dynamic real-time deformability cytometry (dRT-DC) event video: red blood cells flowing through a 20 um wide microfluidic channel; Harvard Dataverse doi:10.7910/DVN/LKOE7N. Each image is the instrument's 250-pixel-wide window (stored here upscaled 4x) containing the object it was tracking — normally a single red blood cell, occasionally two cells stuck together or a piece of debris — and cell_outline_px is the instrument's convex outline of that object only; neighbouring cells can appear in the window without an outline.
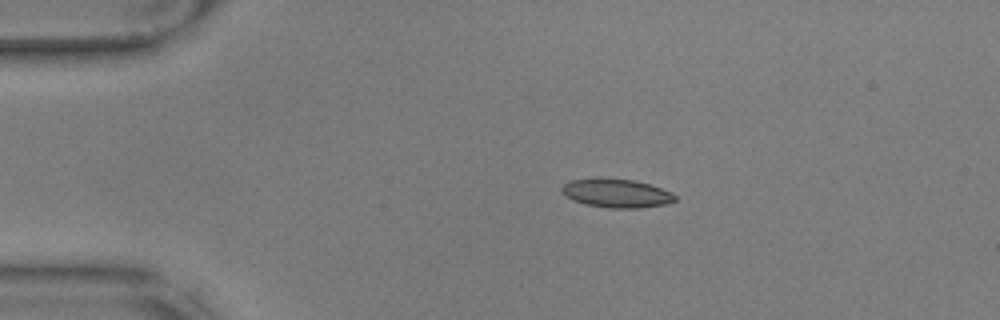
{"species": "common noctule bat (a hibernating species)", "species_latin": "Nyctalus noctula", "temperature_condition": "warm", "stored_images_in_passage": 7, "camera_frame_rate_fps": 3000, "um_per_image_px": 0.085, "animal": {"sex": "male", "body_mass_g": 17.9, "forearm_length_mm": 54.2}, "frame": {"image": 1, "passage_image": 1, "time_ms": 0.0, "image_size_px": [1000, 320], "cell_outline_px": [[676, 200], [664, 204], [640, 208], [608, 208], [584, 204], [572, 200], [564, 196], [560, 188], [568, 180], [596, 176], [636, 180], [672, 192], [676, 196]], "centroid_in_image_um": [52.32, 16.39], "position_along_channel_um": 32.7, "area_um2": 19.48}}